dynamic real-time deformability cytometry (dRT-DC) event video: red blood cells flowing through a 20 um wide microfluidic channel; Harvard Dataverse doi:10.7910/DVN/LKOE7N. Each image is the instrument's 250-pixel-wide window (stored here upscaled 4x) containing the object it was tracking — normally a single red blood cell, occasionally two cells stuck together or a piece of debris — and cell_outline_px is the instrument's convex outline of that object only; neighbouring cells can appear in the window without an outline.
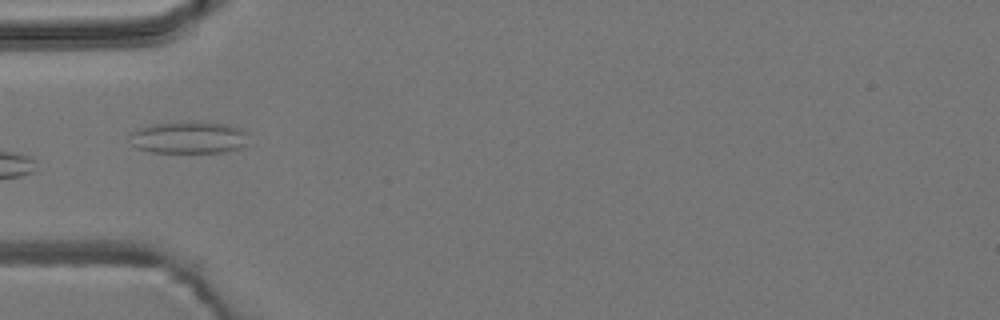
{"species": "common noctule bat (a hibernating species)", "species_latin": "Nyctalus noctula", "temperature_condition": "room temperature", "stored_images_in_passage": 5, "camera_frame_rate_fps": 3000, "um_per_image_px": 0.085, "animal": {"sex": "male", "body_mass_g": 19.2, "forearm_length_mm": 51.8}, "frame": {"image": 1, "passage_image": 4, "time_ms": 1.0, "image_size_px": [1000, 320], "cell_outline_px": [[248, 132], [244, 148], [224, 152], [152, 152], [136, 148], [132, 144], [128, 132], [136, 128], [152, 124], [192, 120], [228, 124], [240, 128]], "centroid_in_image_um": [16.03, 11.66], "position_along_channel_um": 69.0, "area_um2": 22.83}}